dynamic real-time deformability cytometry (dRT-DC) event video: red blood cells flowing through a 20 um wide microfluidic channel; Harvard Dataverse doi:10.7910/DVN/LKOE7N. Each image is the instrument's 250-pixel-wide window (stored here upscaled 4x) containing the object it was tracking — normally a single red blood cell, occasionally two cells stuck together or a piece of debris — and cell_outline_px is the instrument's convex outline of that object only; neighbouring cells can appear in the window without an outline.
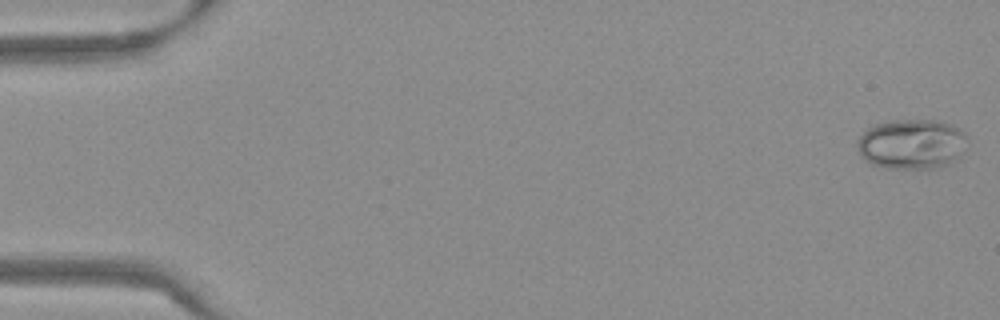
{"species": "Egyptian fruit bat (a non-hibernating species)", "species_latin": "Rousettus aegyptiacus", "temperature_condition": "warm", "stored_images_in_passage": 53, "camera_frame_rate_fps": 3000, "um_per_image_px": 0.085, "frame": {"image": 1, "passage_image": 1, "time_ms": 0.0, "image_size_px": [1000, 320], "cell_outline_px": [[968, 136], [960, 156], [956, 160], [940, 168], [884, 168], [872, 164], [864, 160], [860, 152], [856, 140], [868, 128], [876, 124], [896, 120], [932, 120], [948, 124], [964, 132]], "centroid_in_image_um": [77.49, 12.26], "position_along_channel_um": 7.5, "area_um2": 31.91}}
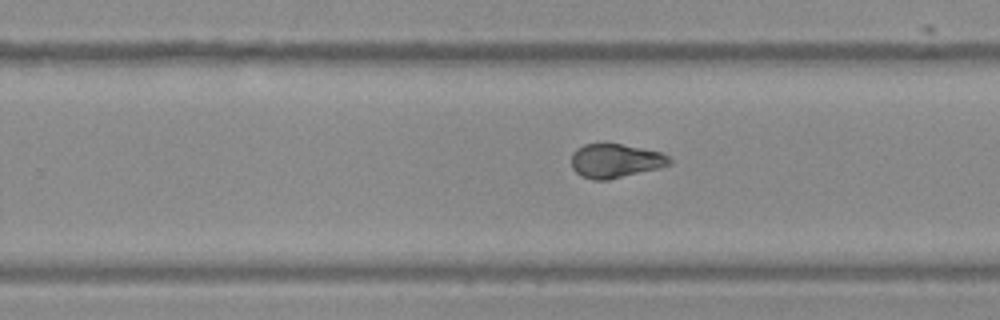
{"frame": {"image": 2, "passage_image": 34, "time_ms": 11.0, "image_size_px": [1000, 320], "cell_outline_px": [[672, 164], [660, 168], [608, 180], [592, 180], [580, 176], [572, 168], [572, 152], [576, 148], [584, 144], [620, 144], [664, 152], [672, 160]], "centroid_in_image_um": [52.33, 13.68], "position_along_channel_um": 277.5, "area_um2": 19.65}}
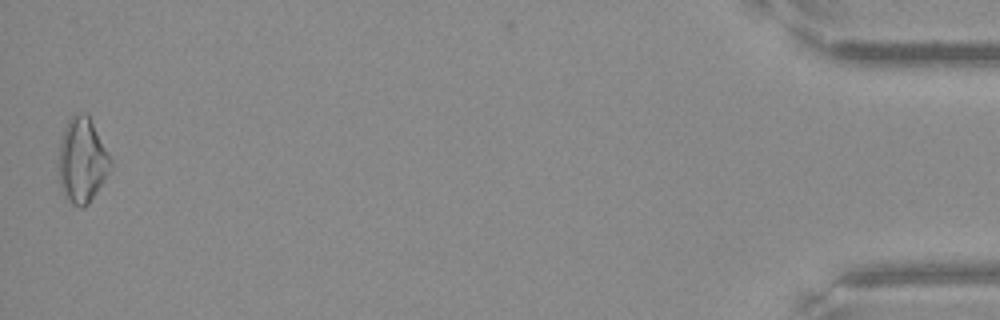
{"frame": {"image": 3, "passage_image": 53, "time_ms": 17.333, "image_size_px": [1000, 320], "cell_outline_px": [[112, 168], [88, 204], [84, 208], [80, 208], [72, 204], [64, 196], [60, 184], [56, 168], [56, 164], [60, 140], [64, 128], [68, 120], [76, 112], [88, 112], [112, 160]], "centroid_in_image_um": [6.95, 13.61], "position_along_channel_um": 428.2, "area_um2": 26.41}, "authors_computed_cell_mechanics": {"area_um2": 20.7502, "velocity_mm_per_s": 3.8167, "shape_relaxation_time_tau1_ms": 6.997, "shape_relaxation_time_tau2_ms": 1.2852, "deformation_change_tau1": 0.2128, "deformation_change_tau2": 0.0509}}